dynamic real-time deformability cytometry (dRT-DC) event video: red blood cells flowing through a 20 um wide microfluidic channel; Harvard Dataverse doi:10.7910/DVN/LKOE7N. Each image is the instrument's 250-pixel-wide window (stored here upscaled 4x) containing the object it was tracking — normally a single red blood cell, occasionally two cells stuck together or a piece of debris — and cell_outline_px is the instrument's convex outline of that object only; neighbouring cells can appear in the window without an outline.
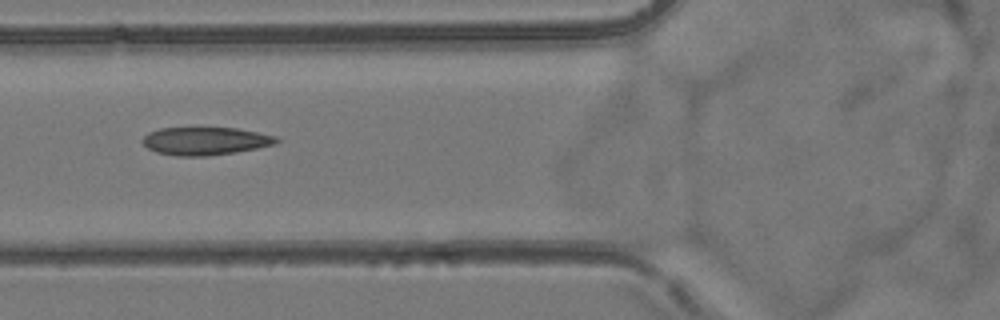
{"species": "common noctule bat (a hibernating species)", "species_latin": "Nyctalus noctula", "temperature_condition": "room temperature", "stored_images_in_passage": 4, "camera_frame_rate_fps": 3000, "um_per_image_px": 0.085, "animal": {"sex": "female", "body_mass_g": 24.6, "forearm_length_mm": 56.2}, "frame": {"image": 1, "passage_image": 4, "time_ms": 3.333, "image_size_px": [1000, 320], "cell_outline_px": [[280, 140], [276, 144], [236, 152], [208, 156], [176, 156], [156, 152], [148, 148], [140, 140], [148, 132], [160, 128], [236, 128], [276, 136]], "centroid_in_image_um": [17.43, 11.99], "position_along_channel_um": 108.4, "area_um2": 21.79}}